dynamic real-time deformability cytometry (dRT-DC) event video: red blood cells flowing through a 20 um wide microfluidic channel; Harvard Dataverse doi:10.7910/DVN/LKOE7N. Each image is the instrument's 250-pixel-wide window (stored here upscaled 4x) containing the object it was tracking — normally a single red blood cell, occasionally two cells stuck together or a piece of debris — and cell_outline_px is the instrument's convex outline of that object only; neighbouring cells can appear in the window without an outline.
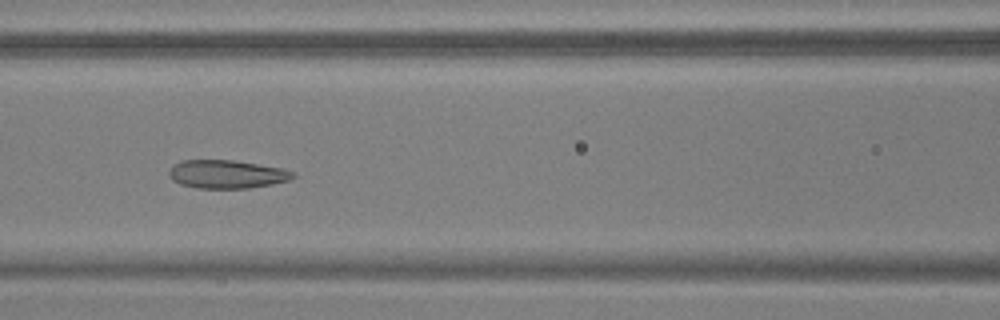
{"species": "common noctule bat (a hibernating species)", "species_latin": "Nyctalus noctula", "temperature_condition": "warm", "stored_images_in_passage": 23, "camera_frame_rate_fps": 3000, "um_per_image_px": 0.085, "animal": {"sex": "male", "body_mass_g": 17.9, "forearm_length_mm": 54.2}, "frame": {"image": 1, "passage_image": 10, "time_ms": 3.0, "image_size_px": [1000, 320], "cell_outline_px": [[296, 176], [288, 180], [272, 184], [248, 188], [196, 188], [180, 184], [172, 180], [168, 176], [168, 172], [176, 164], [184, 160], [232, 160], [280, 168], [296, 172]], "centroid_in_image_um": [19.27, 14.81], "position_along_channel_um": 147.3, "area_um2": 20.29}}
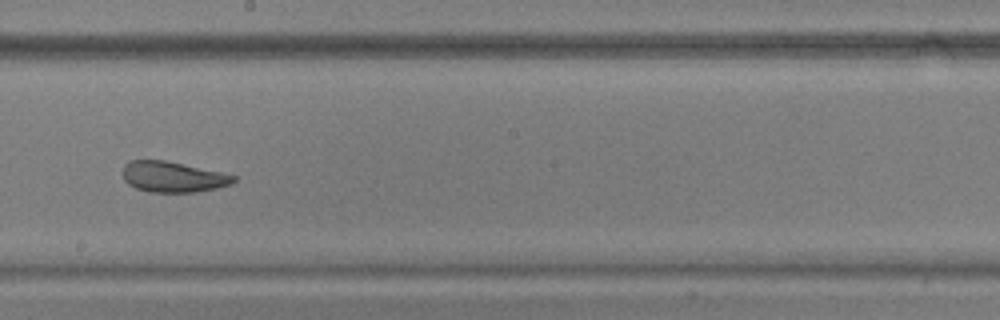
{"frame": {"image": 2, "passage_image": 17, "time_ms": 5.333, "image_size_px": [1000, 320], "cell_outline_px": [[236, 180], [232, 184], [216, 188], [196, 192], [148, 192], [136, 188], [128, 184], [124, 180], [120, 172], [124, 164], [128, 160], [164, 160], [220, 172], [236, 176]], "centroid_in_image_um": [14.63, 15.03], "position_along_channel_um": 233.6, "area_um2": 19.94}}